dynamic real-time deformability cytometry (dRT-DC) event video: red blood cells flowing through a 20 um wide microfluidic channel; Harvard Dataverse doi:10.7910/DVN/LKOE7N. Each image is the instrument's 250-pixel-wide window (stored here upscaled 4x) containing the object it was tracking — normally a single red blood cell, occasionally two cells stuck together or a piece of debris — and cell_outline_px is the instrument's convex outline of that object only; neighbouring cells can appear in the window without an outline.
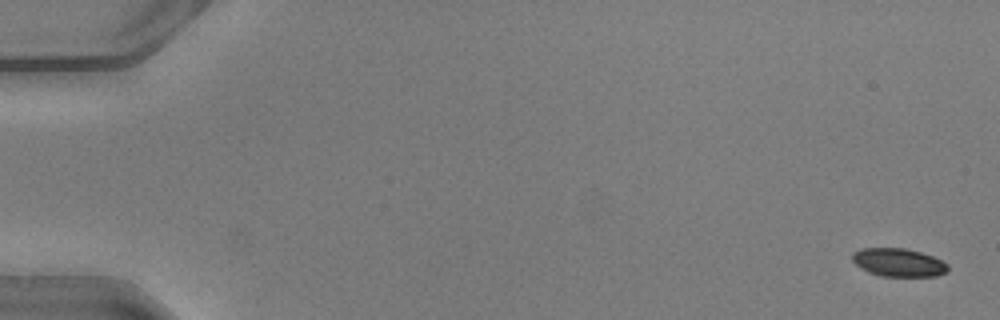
{"species": "common noctule bat (a hibernating species)", "species_latin": "Nyctalus noctula", "temperature_condition": "warm", "stored_images_in_passage": 50, "camera_frame_rate_fps": 3000, "um_per_image_px": 0.085, "animal": {"sex": "male", "body_mass_g": 20.5, "forearm_length_mm": 52.5}, "frame": {"image": 1, "passage_image": 1, "time_ms": 0.0, "image_size_px": [1000, 320], "cell_outline_px": [[948, 272], [936, 276], [880, 276], [868, 272], [856, 264], [852, 260], [852, 252], [860, 248], [904, 248], [920, 252], [932, 256], [948, 264]], "centroid_in_image_um": [76.36, 22.31], "position_along_channel_um": 8.6, "area_um2": 15.72}}
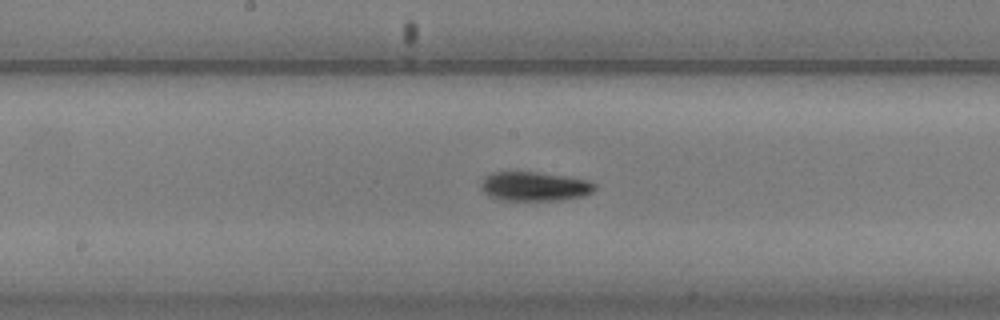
{"frame": {"image": 2, "passage_image": 27, "time_ms": 8.667, "image_size_px": [1000, 320], "cell_outline_px": [[596, 188], [592, 192], [584, 196], [560, 200], [500, 200], [484, 192], [480, 188], [480, 184], [484, 176], [492, 172], [536, 172], [564, 176], [588, 180], [596, 184]], "centroid_in_image_um": [45.43, 15.84], "position_along_channel_um": 202.8, "area_um2": 19.36}}
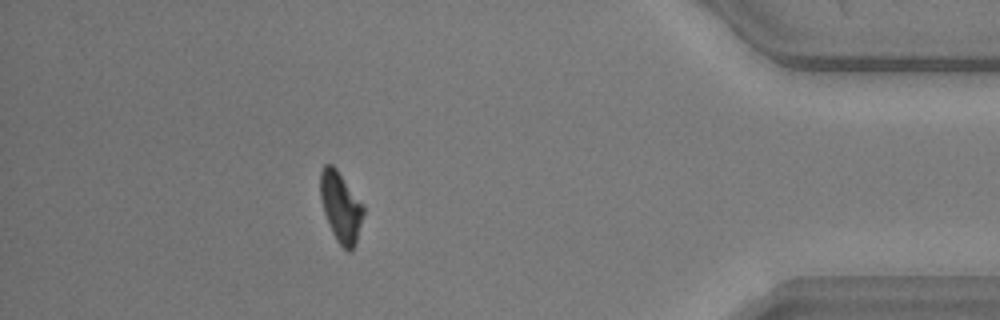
{"frame": {"image": 3, "passage_image": 45, "time_ms": 14.667, "image_size_px": [1000, 320], "cell_outline_px": [[364, 212], [356, 244], [352, 252], [348, 252], [336, 240], [332, 232], [324, 212], [320, 196], [320, 172], [324, 164], [332, 164], [336, 168], [364, 204]], "centroid_in_image_um": [28.98, 17.6], "position_along_channel_um": 406.2, "area_um2": 17.74}, "authors_computed_cell_mechanics": {"area_um2": 18.3226, "velocity_mm_per_s": 4.0797, "shape_relaxation_time_tau1_ms": 1.6909, "shape_relaxation_time_tau2_ms": null, "deformation_change_tau1": 0.1157, "deformation_change_tau2": null}}